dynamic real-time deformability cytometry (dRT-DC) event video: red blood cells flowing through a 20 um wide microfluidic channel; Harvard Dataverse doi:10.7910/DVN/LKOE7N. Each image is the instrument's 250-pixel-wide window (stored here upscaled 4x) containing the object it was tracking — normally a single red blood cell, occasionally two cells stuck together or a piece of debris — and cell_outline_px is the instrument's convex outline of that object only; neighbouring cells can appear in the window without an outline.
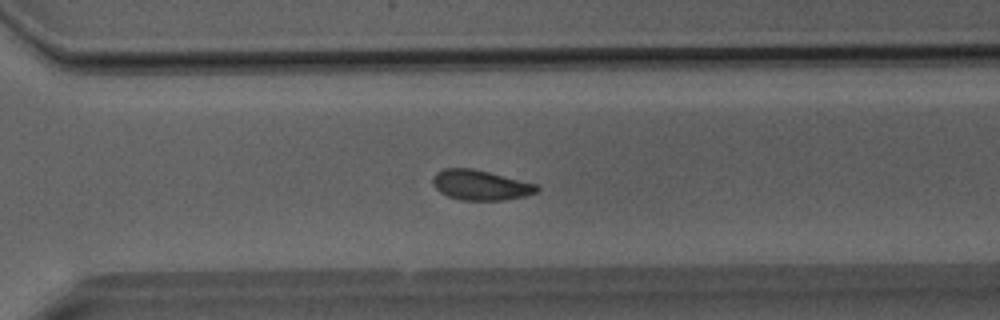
{"species": "Egyptian fruit bat (a non-hibernating species)", "species_latin": "Rousettus aegyptiacus", "temperature_condition": "room temperature", "stored_images_in_passage": 40, "segment_of_instrument_passage": [1, 2], "camera_frame_rate_fps": 3000, "um_per_image_px": 0.085, "animal": {"sex": "male"}, "frame": {"image": 1, "passage_image": 28, "time_ms": 9.0, "image_size_px": [1000, 320], "cell_outline_px": [[540, 188], [536, 192], [524, 196], [504, 200], [460, 200], [448, 196], [440, 192], [432, 184], [432, 176], [436, 172], [444, 168], [472, 168], [536, 184]], "centroid_in_image_um": [40.79, 15.73], "position_along_channel_um": 329.8, "area_um2": 18.15}}
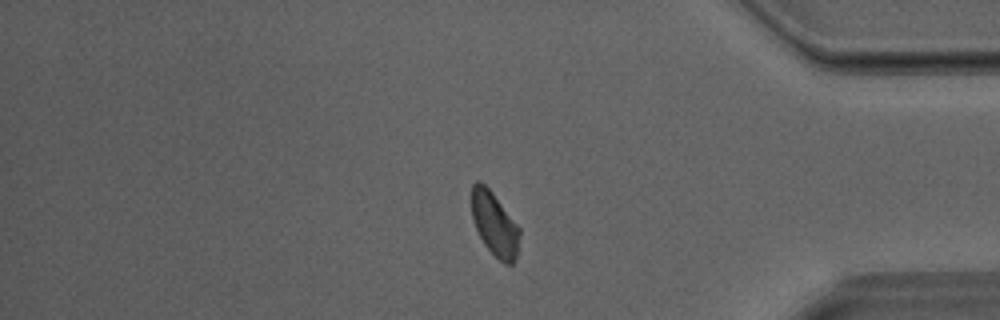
{"frame": {"image": 2, "passage_image": 33, "time_ms": 10.667, "image_size_px": [1000, 320], "cell_outline_px": [[520, 236], [516, 256], [512, 264], [504, 264], [484, 244], [472, 220], [472, 184], [476, 180], [480, 180], [492, 192], [520, 228]], "centroid_in_image_um": [42.03, 19.03], "position_along_channel_um": 393.2, "area_um2": 17.63}}
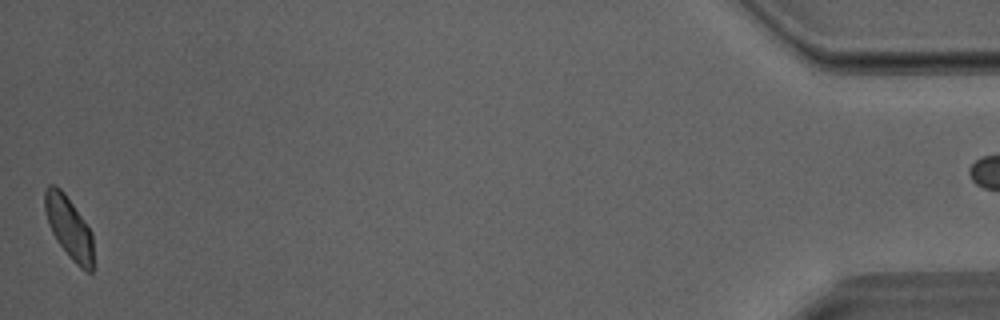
{"frame": {"image": 3, "passage_image": 39, "time_ms": 12.667, "image_size_px": [1000, 320], "cell_outline_px": [[92, 272], [88, 272], [80, 268], [72, 260], [56, 240], [48, 224], [44, 208], [44, 192], [48, 184], [56, 184], [64, 192], [92, 232]], "centroid_in_image_um": [5.83, 19.31], "position_along_channel_um": 429.4, "area_um2": 17.46}}